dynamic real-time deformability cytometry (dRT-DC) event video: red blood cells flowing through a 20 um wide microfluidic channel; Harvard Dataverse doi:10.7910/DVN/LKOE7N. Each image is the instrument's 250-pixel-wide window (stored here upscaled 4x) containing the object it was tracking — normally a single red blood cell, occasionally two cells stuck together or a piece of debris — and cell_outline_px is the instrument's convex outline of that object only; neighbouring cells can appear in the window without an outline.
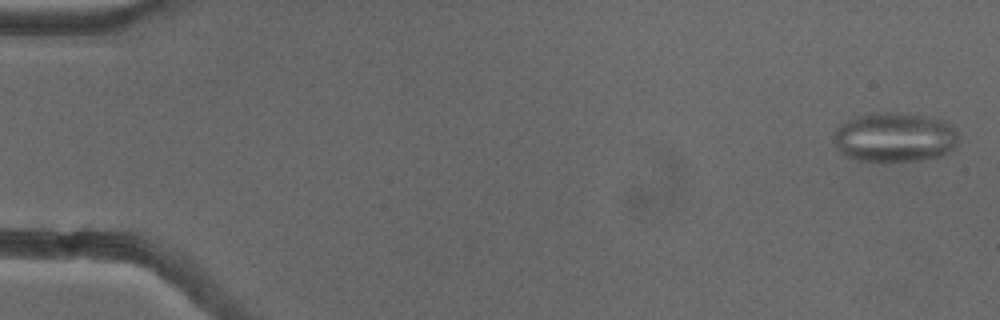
{"species": "common noctule bat (a hibernating species)", "species_latin": "Nyctalus noctula", "temperature_condition": "cold", "stored_images_in_passage": 54, "camera_frame_rate_fps": 3000, "um_per_image_px": 0.085, "animal": {"sex": "female"}, "frame": {"image": 1, "passage_image": 2, "time_ms": 0.333, "image_size_px": [1000, 320], "cell_outline_px": [[952, 144], [944, 152], [932, 156], [912, 160], [864, 160], [848, 156], [844, 152], [836, 136], [836, 132], [840, 128], [856, 120], [868, 116], [912, 116], [940, 124], [948, 128], [952, 136]], "centroid_in_image_um": [75.95, 11.76], "position_along_channel_um": 9.0, "area_um2": 30.69}}
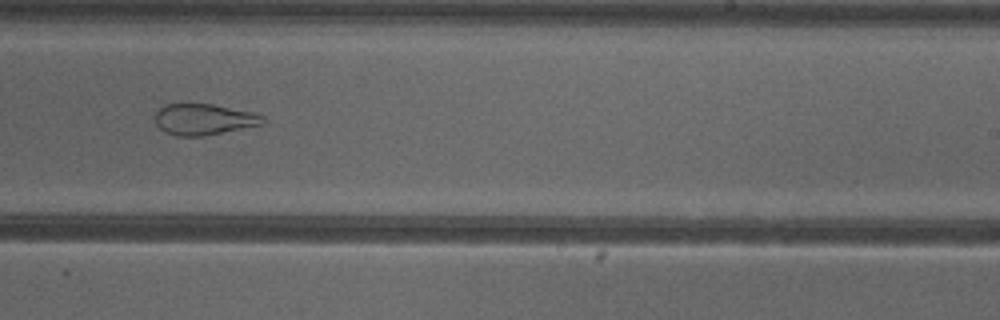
{"frame": {"image": 2, "passage_image": 34, "time_ms": 11.0, "image_size_px": [1000, 320], "cell_outline_px": [[264, 120], [260, 124], [200, 136], [176, 136], [160, 128], [156, 124], [156, 112], [164, 104], [212, 104], [248, 112], [260, 116]], "centroid_in_image_um": [17.22, 10.14], "position_along_channel_um": 271.8, "area_um2": 18.67}}
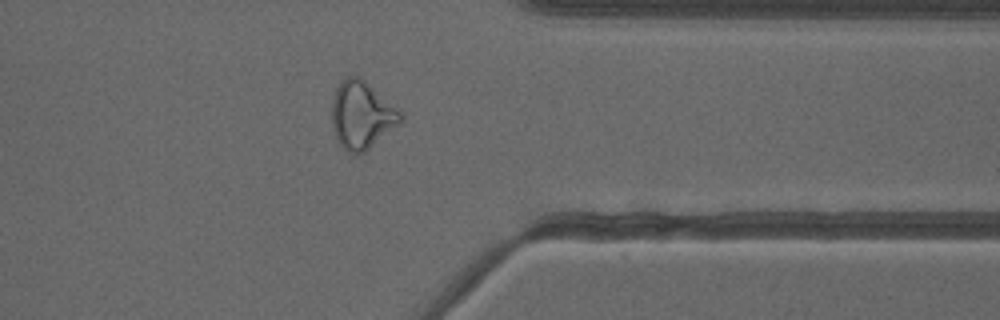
{"frame": {"image": 3, "passage_image": 43, "time_ms": 14.0, "image_size_px": [1000, 320], "cell_outline_px": [[400, 124], [364, 152], [352, 152], [344, 148], [336, 136], [332, 124], [332, 100], [336, 88], [348, 76], [356, 76], [364, 80], [400, 112]], "centroid_in_image_um": [30.72, 9.78], "position_along_channel_um": 380.7, "area_um2": 26.01}, "authors_computed_cell_mechanics": {"area_um2": 26.9059, "velocity_mm_per_s": 3.8581, "shape_relaxation_time_tau1_ms": null, "shape_relaxation_time_tau2_ms": 1.958, "deformation_change_tau1": null, "deformation_change_tau2": 0.1051}}